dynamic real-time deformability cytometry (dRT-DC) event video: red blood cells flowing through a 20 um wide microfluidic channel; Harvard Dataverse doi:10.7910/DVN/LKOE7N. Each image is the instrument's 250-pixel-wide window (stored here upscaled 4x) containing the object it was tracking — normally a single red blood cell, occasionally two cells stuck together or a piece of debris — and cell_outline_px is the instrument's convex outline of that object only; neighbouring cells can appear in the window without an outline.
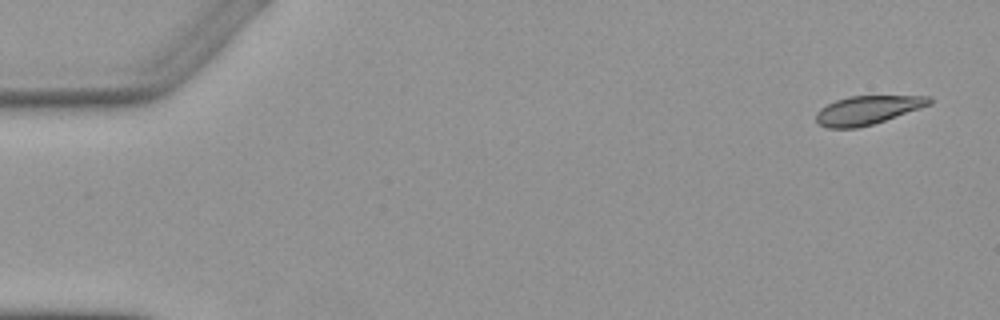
{"species": "Egyptian fruit bat (a non-hibernating species)", "species_latin": "Rousettus aegyptiacus", "temperature_condition": "warm", "stored_images_in_passage": 5, "camera_frame_rate_fps": 3000, "um_per_image_px": 0.085, "animal": {"sex": "female"}, "frame": {"image": 1, "passage_image": 1, "time_ms": 0.0, "image_size_px": [1000, 320], "cell_outline_px": [[932, 104], [872, 124], [856, 128], [828, 128], [820, 124], [816, 120], [816, 112], [820, 108], [836, 100], [848, 96], [932, 96]], "centroid_in_image_um": [73.73, 9.35], "position_along_channel_um": 11.3, "area_um2": 18.73}}
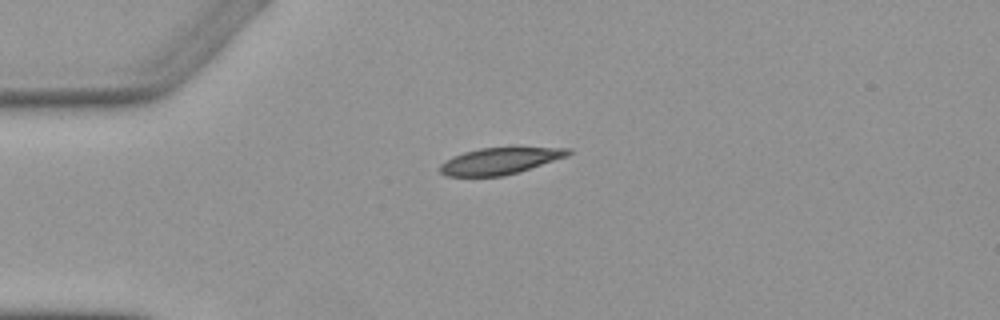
{"frame": {"image": 2, "passage_image": 4, "time_ms": 3.667, "image_size_px": [1000, 320], "cell_outline_px": [[572, 152], [568, 156], [504, 176], [444, 176], [440, 172], [440, 164], [444, 160], [452, 156], [464, 152], [480, 148], [572, 148]], "centroid_in_image_um": [42.44, 13.68], "position_along_channel_um": 42.6, "area_um2": 19.65}}